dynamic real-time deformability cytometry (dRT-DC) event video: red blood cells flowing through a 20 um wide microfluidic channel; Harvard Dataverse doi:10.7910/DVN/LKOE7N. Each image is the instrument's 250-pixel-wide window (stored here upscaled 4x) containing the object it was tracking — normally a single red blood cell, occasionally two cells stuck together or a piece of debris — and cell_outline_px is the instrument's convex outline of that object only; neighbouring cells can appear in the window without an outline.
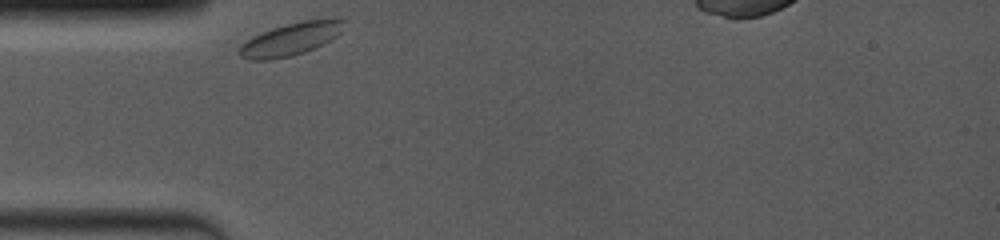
{"species": "common noctule bat (a hibernating species)", "species_latin": "Nyctalus noctula", "temperature_condition": "room temperature", "stored_images_in_passage": 5, "camera_frame_rate_fps": 4000, "um_per_image_px": 0.085, "animal": {"sex": "female", "body_mass_g": 19.0, "forearm_length_mm": 53.3}, "frame": {"image": 1, "passage_image": 1, "time_ms": 0.0, "image_size_px": [1000, 240], "cell_outline_px": [[348, 20], [340, 32], [332, 40], [324, 44], [304, 52], [292, 56], [272, 60], [248, 60], [240, 56], [236, 52], [240, 44], [252, 36], [260, 32], [272, 28], [300, 20], [340, 16]], "centroid_in_image_um": [24.75, 3.29], "position_along_channel_um": 60.3, "area_um2": 20.81}}
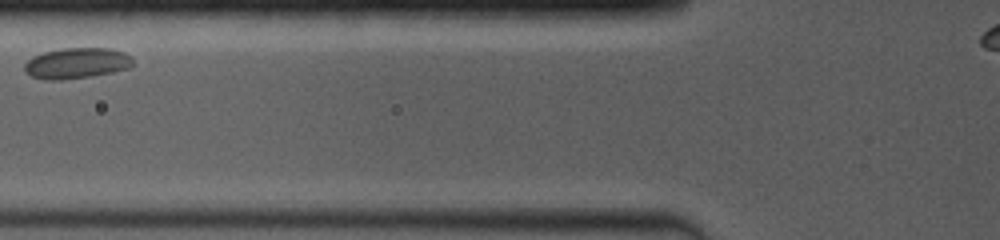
{"frame": {"image": 2, "passage_image": 3, "time_ms": 1.75, "image_size_px": [1000, 240], "cell_outline_px": [[132, 64], [128, 68], [112, 72], [92, 76], [60, 80], [44, 80], [32, 76], [24, 72], [24, 64], [32, 56], [44, 52], [60, 48], [112, 48], [124, 52], [132, 56]], "centroid_in_image_um": [6.5, 5.36], "position_along_channel_um": 119.3, "area_um2": 19.59}}
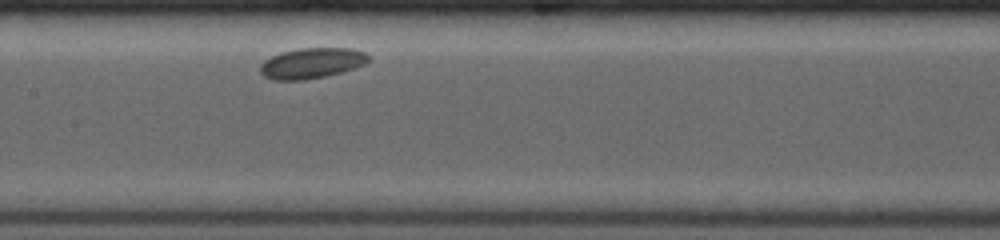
{"frame": {"image": 3, "passage_image": 5, "time_ms": 3.5, "image_size_px": [1000, 240], "cell_outline_px": [[368, 60], [364, 64], [340, 72], [324, 76], [304, 80], [272, 80], [264, 76], [260, 72], [260, 64], [264, 60], [280, 52], [300, 48], [352, 48], [364, 52], [368, 56]], "centroid_in_image_um": [26.44, 5.36], "position_along_channel_um": 181.0, "area_um2": 19.13}}